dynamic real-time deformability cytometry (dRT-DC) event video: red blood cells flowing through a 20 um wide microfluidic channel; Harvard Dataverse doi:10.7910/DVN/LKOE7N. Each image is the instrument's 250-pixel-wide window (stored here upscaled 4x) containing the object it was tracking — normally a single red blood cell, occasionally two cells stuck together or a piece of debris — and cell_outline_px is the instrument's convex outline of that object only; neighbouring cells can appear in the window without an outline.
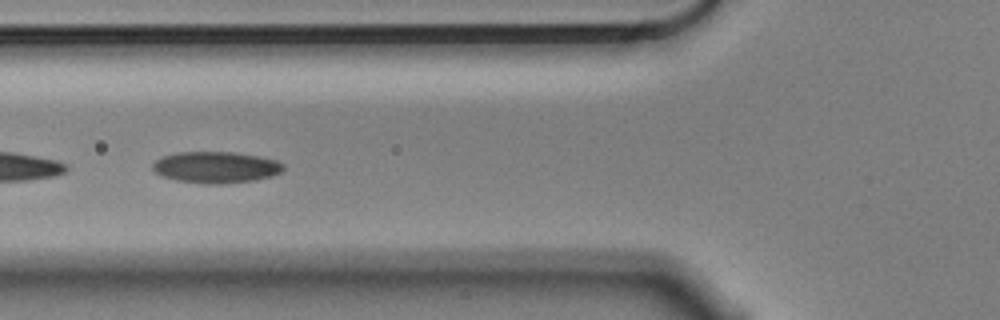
{"species": "Egyptian fruit bat (a non-hibernating species)", "species_latin": "Rousettus aegyptiacus", "temperature_condition": "cold", "stored_images_in_passage": 25, "camera_frame_rate_fps": 3000, "um_per_image_px": 0.085, "animal": {"sex": "male"}, "frame": {"image": 1, "passage_image": 20, "time_ms": 6.333, "image_size_px": [1000, 320], "cell_outline_px": [[284, 168], [280, 172], [272, 176], [256, 180], [220, 184], [204, 184], [176, 180], [160, 176], [152, 168], [152, 164], [156, 160], [164, 156], [180, 152], [232, 152], [256, 156], [276, 160], [284, 164]], "centroid_in_image_um": [18.34, 14.23], "position_along_channel_um": 107.5, "area_um2": 23.87}}